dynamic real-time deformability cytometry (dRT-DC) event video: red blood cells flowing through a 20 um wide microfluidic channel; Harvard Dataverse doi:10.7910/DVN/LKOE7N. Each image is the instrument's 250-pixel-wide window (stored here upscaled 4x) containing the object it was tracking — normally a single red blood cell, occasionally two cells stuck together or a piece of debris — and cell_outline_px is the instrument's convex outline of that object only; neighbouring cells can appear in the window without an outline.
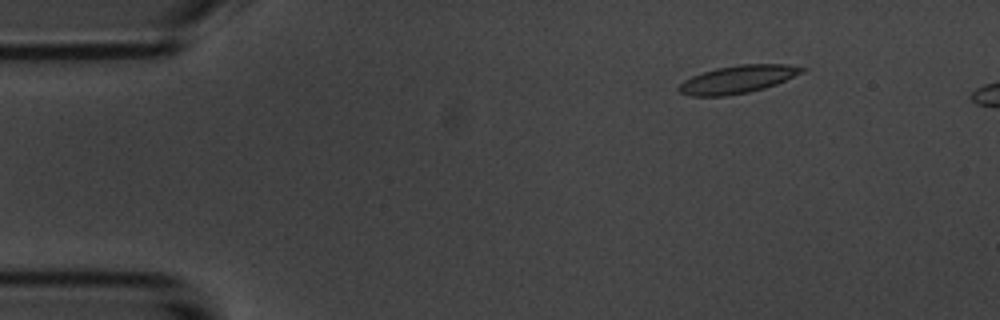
{"species": "common noctule bat (a hibernating species)", "species_latin": "Nyctalus noctula", "temperature_condition": "room temperature", "stored_images_in_passage": 3, "camera_frame_rate_fps": 3000, "um_per_image_px": 0.085, "animal": {"sex": "male", "body_mass_g": 20.1, "forearm_length_mm": 53.5}, "frame": {"image": 1, "passage_image": 2, "time_ms": 1.333, "image_size_px": [1000, 320], "cell_outline_px": [[808, 68], [804, 72], [776, 84], [764, 88], [748, 92], [724, 96], [692, 96], [680, 92], [676, 88], [684, 80], [692, 76], [716, 68], [736, 64], [788, 64]], "centroid_in_image_um": [62.72, 6.73], "position_along_channel_um": 22.3, "area_um2": 19.94}}